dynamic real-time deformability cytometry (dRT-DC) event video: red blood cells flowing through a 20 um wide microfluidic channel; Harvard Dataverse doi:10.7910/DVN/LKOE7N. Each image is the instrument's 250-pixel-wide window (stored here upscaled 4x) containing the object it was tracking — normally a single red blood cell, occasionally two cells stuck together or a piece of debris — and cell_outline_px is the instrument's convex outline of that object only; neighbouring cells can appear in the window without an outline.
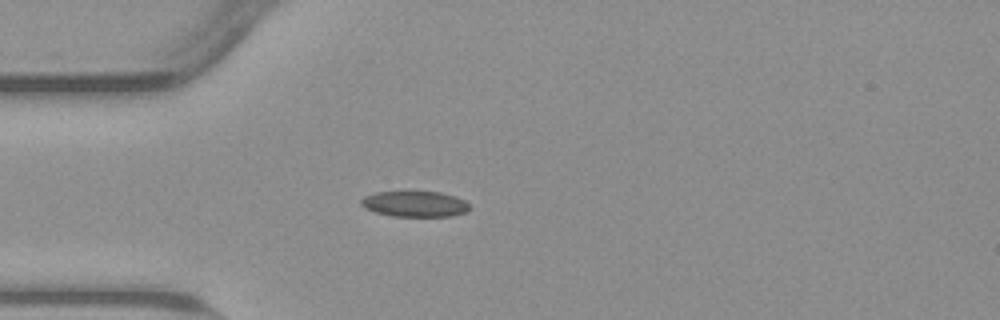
{"species": "common noctule bat (a hibernating species)", "species_latin": "Nyctalus noctula", "temperature_condition": "warm", "stored_images_in_passage": 40, "camera_frame_rate_fps": 3000, "um_per_image_px": 0.085, "animal": {"sex": "male", "body_mass_g": 23.1, "forearm_length_mm": 52.7}, "frame": {"image": 1, "passage_image": 1, "time_ms": 0.0, "image_size_px": [1000, 320], "cell_outline_px": [[468, 208], [464, 212], [452, 216], [392, 216], [376, 212], [364, 208], [360, 204], [360, 200], [364, 196], [376, 192], [440, 192], [456, 196], [464, 200], [468, 204]], "centroid_in_image_um": [35.22, 17.33], "position_along_channel_um": 49.8, "area_um2": 16.13}}
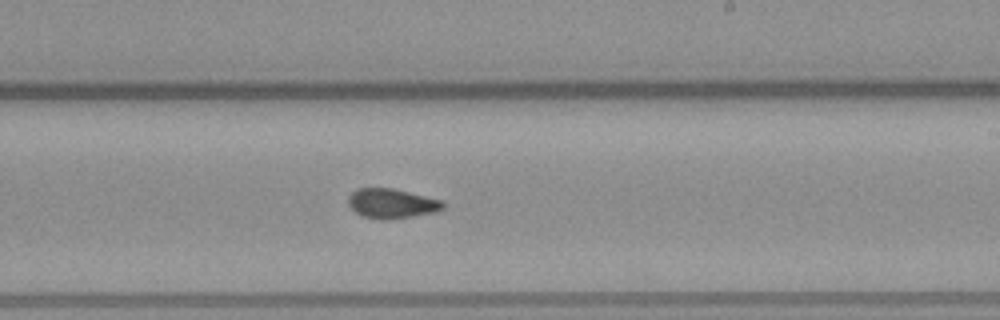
{"frame": {"image": 2, "passage_image": 18, "time_ms": 5.667, "image_size_px": [1000, 320], "cell_outline_px": [[444, 208], [436, 212], [388, 220], [380, 220], [360, 216], [348, 204], [348, 196], [356, 188], [392, 188], [444, 200]], "centroid_in_image_um": [33.29, 17.3], "position_along_channel_um": 255.7, "area_um2": 16.59}}
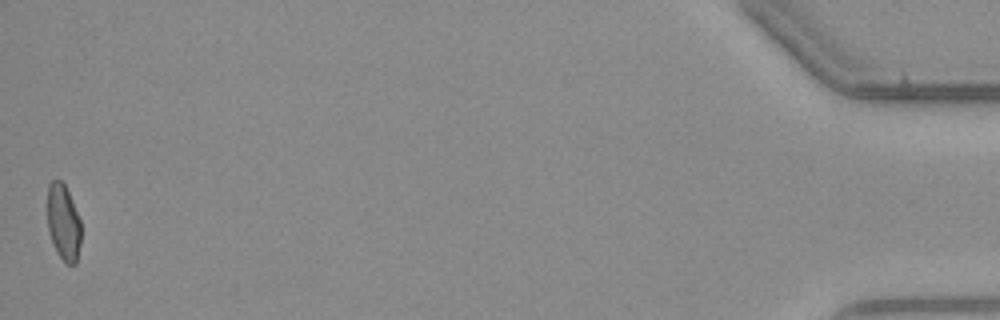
{"frame": {"image": 3, "passage_image": 40, "time_ms": 13.0, "image_size_px": [1000, 320], "cell_outline_px": [[80, 244], [76, 264], [68, 264], [60, 256], [52, 240], [48, 228], [48, 184], [52, 180], [60, 180], [64, 184], [68, 192], [80, 220]], "centroid_in_image_um": [5.39, 18.89], "position_along_channel_um": 429.8, "area_um2": 14.51}, "authors_computed_cell_mechanics": {"area_um2": 16.1262, "velocity_mm_per_s": 3.8033, "shape_relaxation_time_tau1_ms": null, "shape_relaxation_time_tau2_ms": 2.0688, "deformation_change_tau1": null, "deformation_change_tau2": 0.0587}}